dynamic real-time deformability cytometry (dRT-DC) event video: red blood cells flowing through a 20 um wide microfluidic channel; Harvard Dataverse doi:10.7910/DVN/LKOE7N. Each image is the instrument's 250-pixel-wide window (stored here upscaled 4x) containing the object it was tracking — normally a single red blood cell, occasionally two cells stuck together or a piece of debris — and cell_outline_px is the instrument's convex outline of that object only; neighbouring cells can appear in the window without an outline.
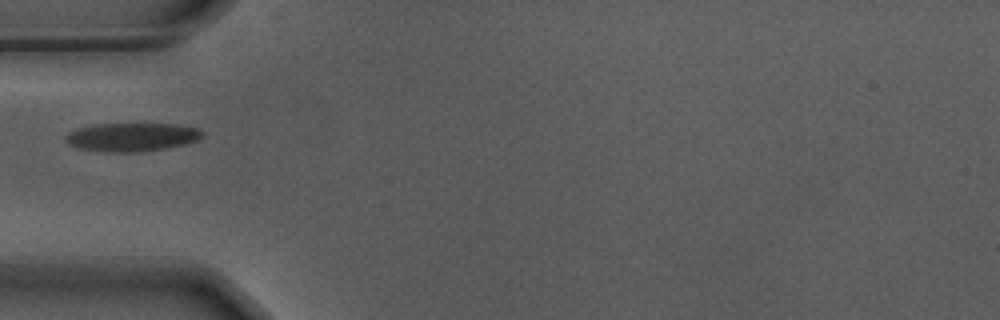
{"species": "Egyptian fruit bat (a non-hibernating species)", "species_latin": "Rousettus aegyptiacus", "temperature_condition": "warm", "stored_images_in_passage": 6, "camera_frame_rate_fps": 3000, "um_per_image_px": 0.085, "animal": {"sex": "male"}, "frame": {"image": 1, "passage_image": 1, "time_ms": 0.0, "image_size_px": [1000, 320], "cell_outline_px": [[204, 136], [196, 140], [184, 144], [164, 148], [136, 152], [108, 152], [80, 148], [68, 144], [64, 140], [64, 136], [68, 132], [76, 128], [92, 124], [176, 124], [200, 128], [204, 132]], "centroid_in_image_um": [11.18, 11.63], "position_along_channel_um": 73.8, "area_um2": 22.77}}
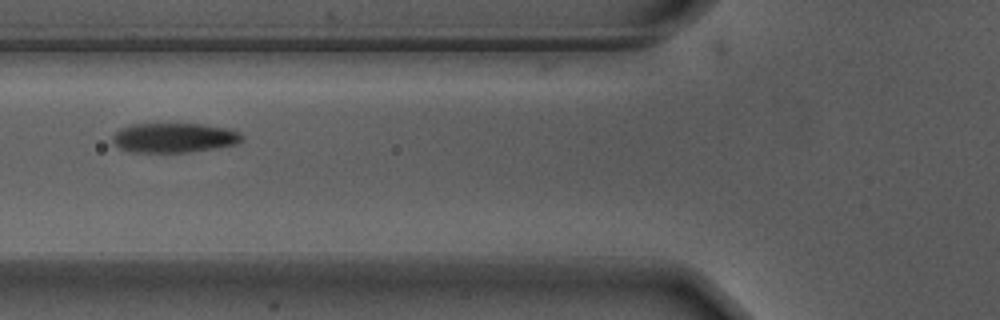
{"frame": {"image": 2, "passage_image": 4, "time_ms": 1.0, "image_size_px": [1000, 320], "cell_outline_px": [[244, 140], [236, 144], [216, 148], [188, 152], [132, 152], [120, 148], [112, 140], [112, 136], [120, 128], [128, 124], [204, 124], [232, 128], [240, 132], [244, 136]], "centroid_in_image_um": [14.85, 11.7], "position_along_channel_um": 110.9, "area_um2": 22.6}}